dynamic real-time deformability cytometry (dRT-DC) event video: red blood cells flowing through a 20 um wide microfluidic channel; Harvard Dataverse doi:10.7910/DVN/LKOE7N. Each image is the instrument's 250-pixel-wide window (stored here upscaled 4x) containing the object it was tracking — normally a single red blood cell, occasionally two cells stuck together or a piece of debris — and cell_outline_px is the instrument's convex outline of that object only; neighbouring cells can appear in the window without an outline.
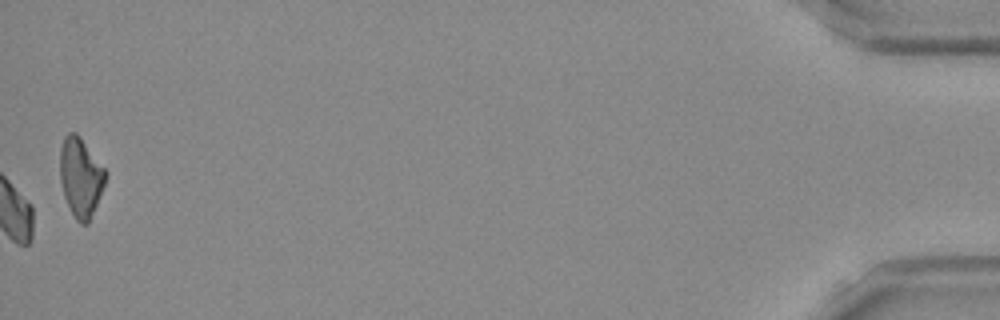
{"species": "Egyptian fruit bat (a non-hibernating species)", "species_latin": "Rousettus aegyptiacus", "temperature_condition": "room temperature", "stored_images_in_passage": 53, "camera_frame_rate_fps": 3000, "um_per_image_px": 0.085, "frame": {"image": 1, "passage_image": 53, "time_ms": 17.333, "image_size_px": [1000, 320], "cell_outline_px": [[108, 176], [88, 224], [80, 224], [76, 220], [64, 196], [60, 180], [60, 148], [64, 136], [68, 132], [76, 132], [80, 136], [108, 172]], "centroid_in_image_um": [6.86, 15.03], "position_along_channel_um": 428.3, "area_um2": 21.1}, "authors_computed_cell_mechanics": {"area_um2": 16.473, "velocity_mm_per_s": 3.8558, "shape_relaxation_time_tau1_ms": 6.559, "shape_relaxation_time_tau2_ms": null, "deformation_change_tau1": 0.1886, "deformation_change_tau2": null}}